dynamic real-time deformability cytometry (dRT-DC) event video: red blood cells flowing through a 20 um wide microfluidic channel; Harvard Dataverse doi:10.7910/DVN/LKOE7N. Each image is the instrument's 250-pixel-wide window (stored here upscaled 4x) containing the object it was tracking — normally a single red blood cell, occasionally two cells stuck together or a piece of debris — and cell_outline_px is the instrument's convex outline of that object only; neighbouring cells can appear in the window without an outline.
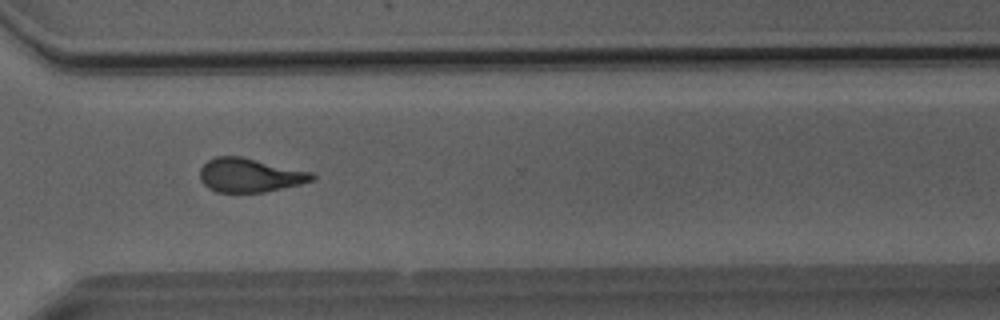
{"species": "Egyptian fruit bat (a non-hibernating species)", "species_latin": "Rousettus aegyptiacus", "temperature_condition": "room temperature", "stored_images_in_passage": 51, "camera_frame_rate_fps": 3000, "um_per_image_px": 0.085, "animal": {"sex": "male"}, "frame": {"image": 1, "passage_image": 38, "time_ms": 12.333, "image_size_px": [1000, 320], "cell_outline_px": [[316, 176], [312, 180], [300, 184], [264, 192], [216, 192], [208, 188], [200, 180], [200, 168], [208, 160], [216, 156], [240, 156], [312, 172]], "centroid_in_image_um": [21.2, 14.89], "position_along_channel_um": 349.4, "area_um2": 22.02}}
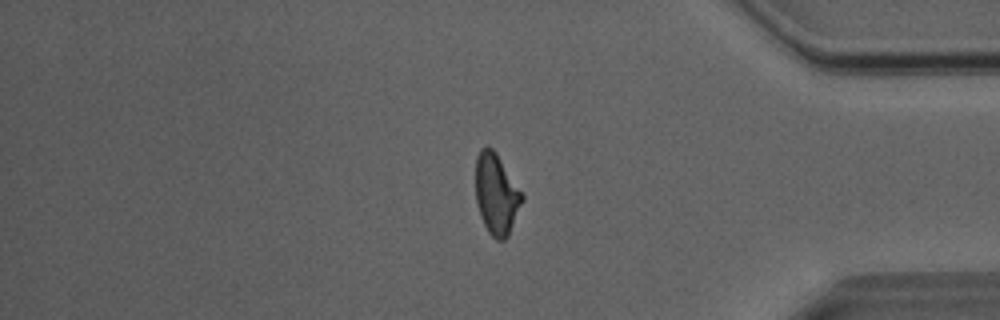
{"frame": {"image": 2, "passage_image": 43, "time_ms": 14.0, "image_size_px": [1000, 320], "cell_outline_px": [[524, 200], [508, 236], [504, 240], [496, 240], [488, 232], [480, 216], [476, 200], [476, 156], [480, 148], [488, 144], [496, 152], [524, 196]], "centroid_in_image_um": [42.19, 16.49], "position_along_channel_um": 393.0, "area_um2": 21.96}}
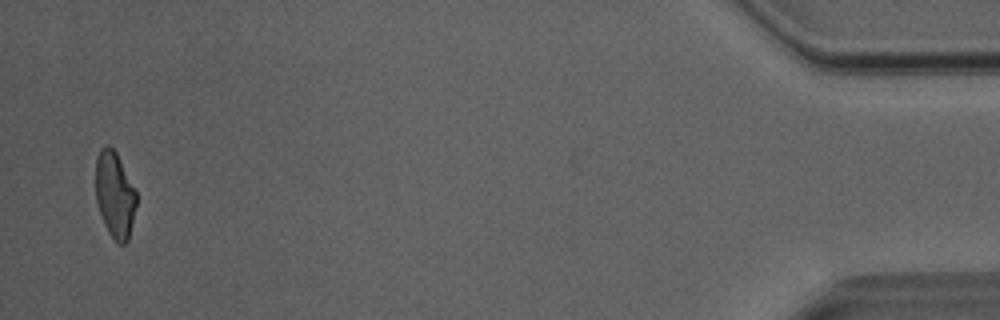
{"frame": {"image": 3, "passage_image": 50, "time_ms": 16.333, "image_size_px": [1000, 320], "cell_outline_px": [[136, 208], [128, 240], [124, 244], [116, 244], [108, 232], [104, 224], [96, 200], [96, 156], [100, 148], [104, 144], [108, 144], [116, 152], [136, 192]], "centroid_in_image_um": [9.75, 16.56], "position_along_channel_um": 425.5, "area_um2": 20.46}, "authors_computed_cell_mechanics": {"area_um2": 22.4842, "velocity_mm_per_s": 4.0805, "shape_relaxation_time_tau1_ms": null, "shape_relaxation_time_tau2_ms": 2.1234, "deformation_change_tau1": null, "deformation_change_tau2": 0.1086}}